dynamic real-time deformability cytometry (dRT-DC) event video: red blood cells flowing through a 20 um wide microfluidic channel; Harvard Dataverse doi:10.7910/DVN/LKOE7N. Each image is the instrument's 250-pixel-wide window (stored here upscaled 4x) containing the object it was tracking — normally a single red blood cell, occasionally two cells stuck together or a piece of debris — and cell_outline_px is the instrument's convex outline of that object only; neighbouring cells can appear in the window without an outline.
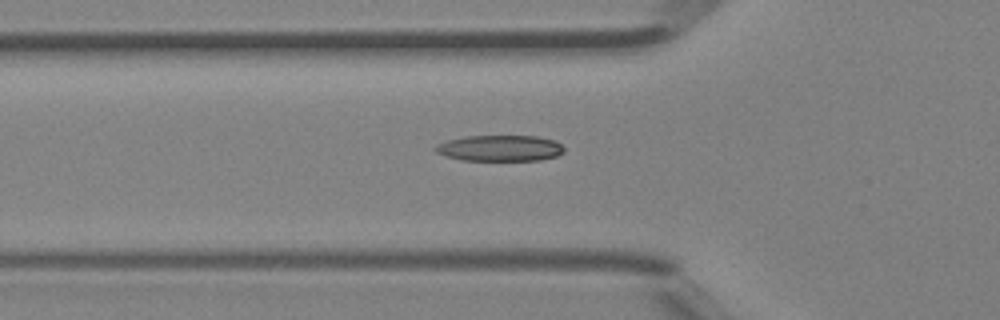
{"species": "Egyptian fruit bat (a non-hibernating species)", "species_latin": "Rousettus aegyptiacus", "temperature_condition": "room temperature", "stored_images_in_passage": 44, "camera_frame_rate_fps": 3000, "um_per_image_px": 0.085, "animal": {"sex": "female"}, "frame": {"image": 1, "passage_image": 16, "time_ms": 5.0, "image_size_px": [1000, 320], "cell_outline_px": [[564, 152], [556, 156], [540, 160], [464, 160], [448, 156], [436, 152], [432, 148], [436, 144], [448, 140], [464, 136], [536, 136], [556, 140], [564, 148]], "centroid_in_image_um": [42.5, 12.58], "position_along_channel_um": 83.3, "area_um2": 19.48}}
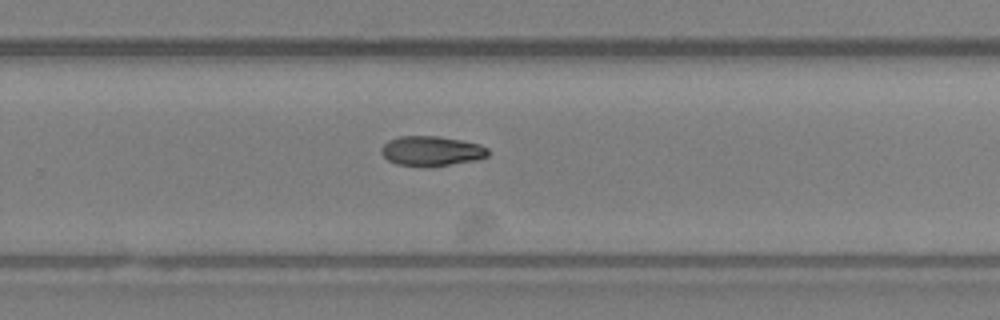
{"frame": {"image": 2, "passage_image": 30, "time_ms": 9.667, "image_size_px": [1000, 320], "cell_outline_px": [[488, 156], [476, 160], [448, 164], [396, 164], [388, 160], [380, 152], [380, 148], [388, 140], [400, 136], [436, 136], [460, 140], [480, 144], [488, 148]], "centroid_in_image_um": [36.67, 12.79], "position_along_channel_um": 293.1, "area_um2": 17.92}}
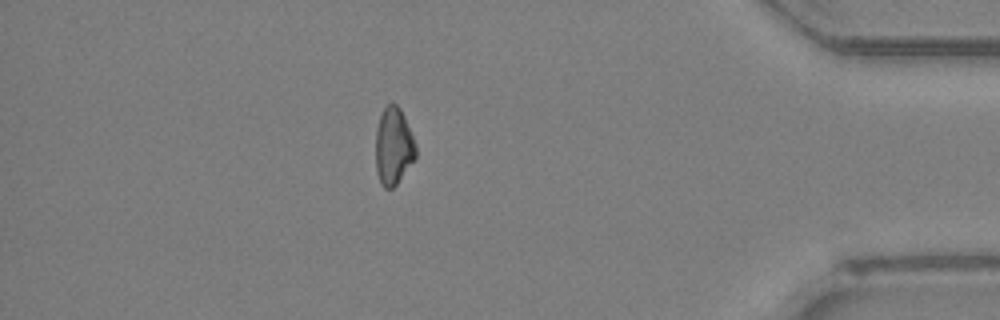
{"frame": {"image": 3, "passage_image": 40, "time_ms": 13.0, "image_size_px": [1000, 320], "cell_outline_px": [[416, 156], [396, 184], [392, 188], [384, 188], [380, 184], [376, 172], [376, 128], [380, 116], [384, 108], [392, 100], [400, 108], [404, 116], [416, 144]], "centroid_in_image_um": [33.43, 12.41], "position_along_channel_um": 401.8, "area_um2": 18.03}, "authors_computed_cell_mechanics": {"area_um2": 19.1318, "velocity_mm_per_s": 4.511, "shape_relaxation_time_tau1_ms": 5.3376, "shape_relaxation_time_tau2_ms": null, "deformation_change_tau1": 0.1467, "deformation_change_tau2": null}}